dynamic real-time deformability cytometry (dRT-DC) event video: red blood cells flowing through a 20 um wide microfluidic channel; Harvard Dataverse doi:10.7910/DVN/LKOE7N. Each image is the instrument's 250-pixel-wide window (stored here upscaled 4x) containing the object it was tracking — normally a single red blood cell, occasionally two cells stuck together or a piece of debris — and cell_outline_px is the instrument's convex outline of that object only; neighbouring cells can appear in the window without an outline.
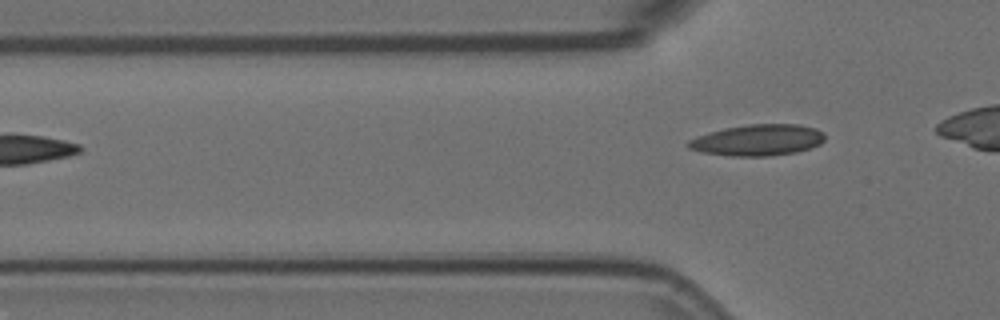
{"species": "Egyptian fruit bat (a non-hibernating species)", "species_latin": "Rousettus aegyptiacus", "temperature_condition": "room temperature", "stored_images_in_passage": 3, "camera_frame_rate_fps": 3000, "um_per_image_px": 0.085, "animal": {"sex": "female"}, "frame": {"image": 1, "passage_image": 3, "time_ms": 0.667, "image_size_px": [1000, 320], "cell_outline_px": [[824, 140], [820, 144], [812, 148], [796, 152], [768, 156], [732, 156], [700, 152], [688, 148], [684, 144], [688, 140], [696, 136], [724, 128], [748, 124], [796, 124], [816, 128], [824, 132]], "centroid_in_image_um": [64.39, 11.91], "position_along_channel_um": 61.4, "area_um2": 25.09}}